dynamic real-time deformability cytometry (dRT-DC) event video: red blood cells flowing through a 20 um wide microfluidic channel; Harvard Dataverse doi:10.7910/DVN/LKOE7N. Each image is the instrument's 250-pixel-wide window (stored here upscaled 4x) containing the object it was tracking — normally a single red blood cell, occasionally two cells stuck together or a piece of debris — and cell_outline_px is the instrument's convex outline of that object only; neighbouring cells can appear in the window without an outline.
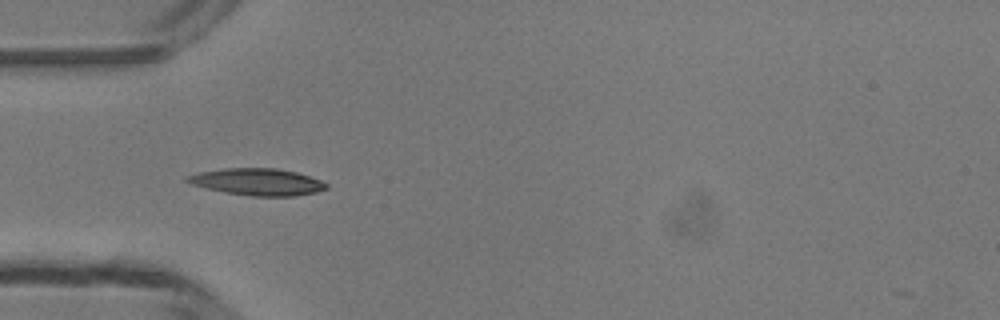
{"species": "common noctule bat (a hibernating species)", "species_latin": "Nyctalus noctula", "temperature_condition": "room temperature", "stored_images_in_passage": 35, "camera_frame_rate_fps": 3000, "um_per_image_px": 0.085, "animal": {"sex": "male", "body_mass_g": 13.3}, "frame": {"image": 1, "passage_image": 1, "time_ms": 0.0, "image_size_px": [1000, 320], "cell_outline_px": [[328, 188], [316, 192], [292, 196], [252, 196], [224, 192], [192, 184], [184, 180], [188, 176], [200, 172], [224, 168], [276, 168], [296, 172], [320, 180], [328, 184]], "centroid_in_image_um": [21.9, 15.46], "position_along_channel_um": 63.1, "area_um2": 21.56}}
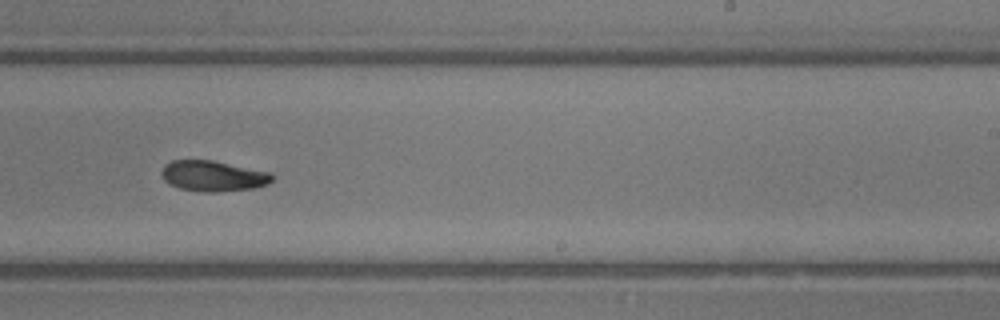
{"frame": {"image": 2, "passage_image": 16, "time_ms": 5.0, "image_size_px": [1000, 320], "cell_outline_px": [[272, 180], [268, 184], [252, 188], [220, 192], [204, 192], [180, 188], [168, 184], [164, 180], [160, 172], [164, 164], [172, 160], [212, 160], [272, 172]], "centroid_in_image_um": [18.09, 14.95], "position_along_channel_um": 270.9, "area_um2": 19.88}}
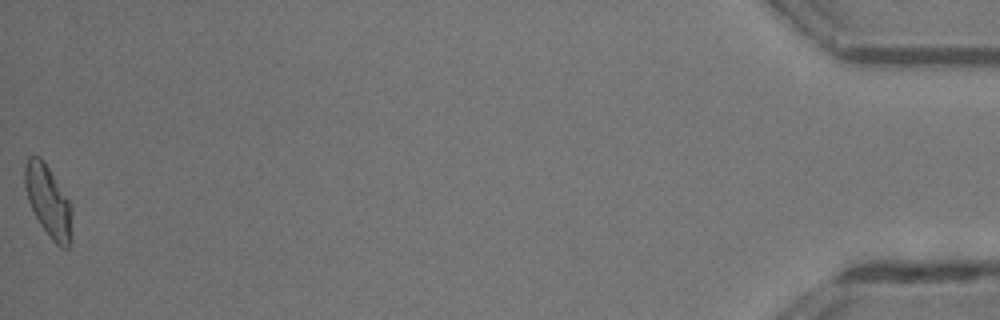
{"frame": {"image": 3, "passage_image": 35, "time_ms": 11.333, "image_size_px": [1000, 320], "cell_outline_px": [[72, 240], [68, 248], [60, 248], [52, 240], [40, 224], [28, 200], [24, 188], [24, 164], [28, 156], [40, 156], [44, 160], [68, 200], [72, 208]], "centroid_in_image_um": [4.1, 17.11], "position_along_channel_um": 431.1, "area_um2": 19.77}, "authors_computed_cell_mechanics": {"area_um2": 20.1144, "velocity_mm_per_s": 4.1716, "shape_relaxation_time_tau1_ms": 4.9607, "shape_relaxation_time_tau2_ms": null, "deformation_change_tau1": 0.1541, "deformation_change_tau2": null}}